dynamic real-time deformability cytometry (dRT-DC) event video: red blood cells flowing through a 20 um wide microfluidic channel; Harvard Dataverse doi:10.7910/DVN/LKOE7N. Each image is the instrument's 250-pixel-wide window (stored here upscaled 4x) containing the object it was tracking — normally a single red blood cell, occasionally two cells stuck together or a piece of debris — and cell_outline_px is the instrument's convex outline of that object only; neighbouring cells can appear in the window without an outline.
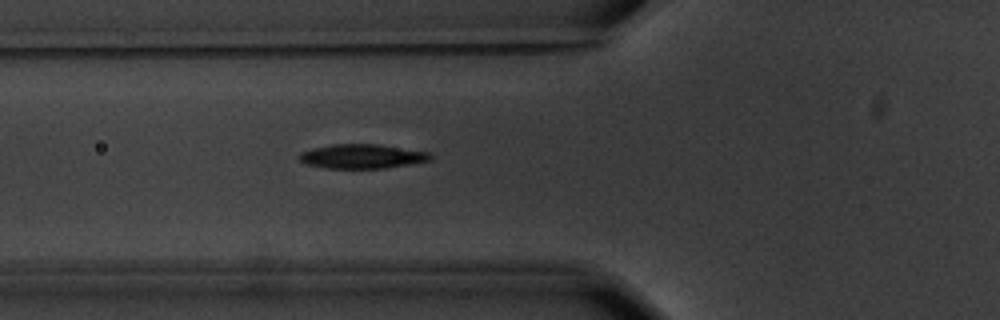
{"species": "common noctule bat (a hibernating species)", "species_latin": "Nyctalus noctula", "temperature_condition": "warm", "stored_images_in_passage": 7, "camera_frame_rate_fps": 3000, "um_per_image_px": 0.085, "animal": {"sex": "male", "body_mass_g": 20.1, "forearm_length_mm": 53.5}, "frame": {"image": 1, "passage_image": 7, "time_ms": 7.0, "image_size_px": [1000, 320], "cell_outline_px": [[432, 160], [384, 168], [324, 168], [304, 164], [300, 160], [300, 152], [312, 148], [332, 144], [376, 144], [428, 152], [432, 156]], "centroid_in_image_um": [30.73, 13.29], "position_along_channel_um": 95.1, "area_um2": 18.44}}